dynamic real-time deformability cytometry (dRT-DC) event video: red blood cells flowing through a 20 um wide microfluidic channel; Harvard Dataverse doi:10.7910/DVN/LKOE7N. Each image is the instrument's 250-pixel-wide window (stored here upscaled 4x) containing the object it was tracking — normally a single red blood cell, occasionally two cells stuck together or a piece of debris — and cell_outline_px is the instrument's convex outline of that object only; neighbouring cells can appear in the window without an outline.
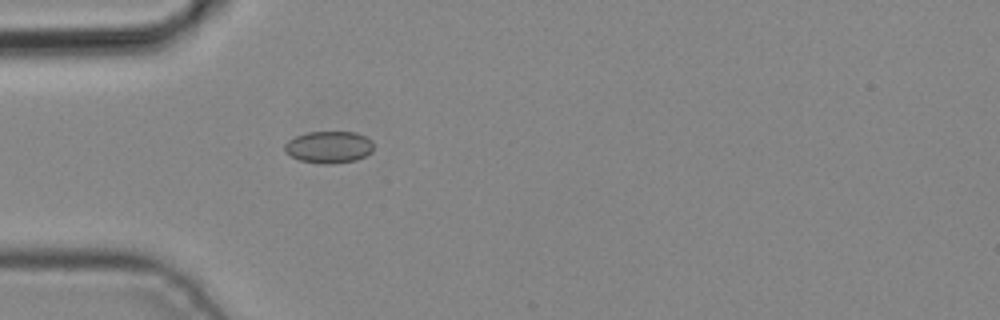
{"species": "common noctule bat (a hibernating species)", "species_latin": "Nyctalus noctula", "temperature_condition": "cold", "stored_images_in_passage": 2, "camera_frame_rate_fps": 3000, "um_per_image_px": 0.085, "animal": {"sex": "male", "body_mass_g": 19.2, "forearm_length_mm": 51.8}, "frame": {"image": 1, "passage_image": 2, "time_ms": 0.333, "image_size_px": [1000, 320], "cell_outline_px": [[372, 152], [356, 160], [332, 164], [324, 164], [300, 160], [284, 152], [284, 144], [288, 140], [296, 136], [308, 132], [356, 132], [372, 140]], "centroid_in_image_um": [27.94, 12.5], "position_along_channel_um": 57.1, "area_um2": 16.53}}